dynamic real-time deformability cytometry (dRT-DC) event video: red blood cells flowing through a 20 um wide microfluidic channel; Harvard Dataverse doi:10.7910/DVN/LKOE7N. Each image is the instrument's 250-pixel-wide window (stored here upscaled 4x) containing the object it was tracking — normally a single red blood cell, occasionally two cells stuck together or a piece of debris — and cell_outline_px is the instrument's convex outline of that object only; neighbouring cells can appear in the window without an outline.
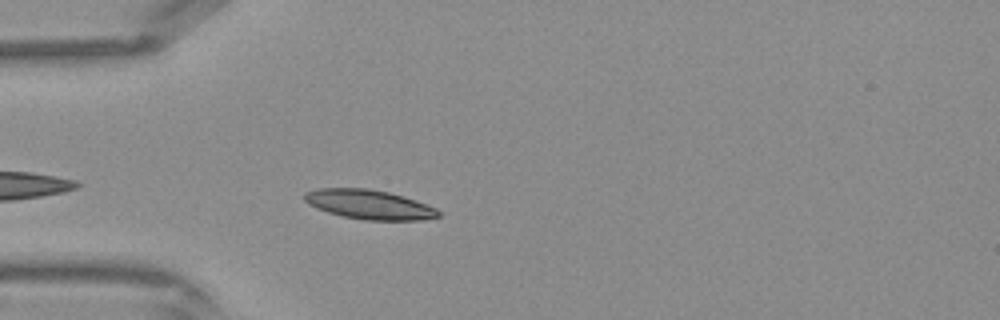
{"species": "Egyptian fruit bat (a non-hibernating species)", "species_latin": "Rousettus aegyptiacus", "temperature_condition": "warm", "stored_images_in_passage": 20, "camera_frame_rate_fps": 3000, "um_per_image_px": 0.085, "frame": {"image": 1, "passage_image": 2, "time_ms": 0.333, "image_size_px": [1000, 320], "cell_outline_px": [[440, 216], [424, 220], [364, 220], [344, 216], [328, 212], [316, 208], [308, 204], [304, 200], [304, 192], [316, 188], [368, 188], [388, 192], [404, 196], [416, 200], [436, 208], [440, 212]], "centroid_in_image_um": [31.37, 17.38], "position_along_channel_um": 53.6, "area_um2": 23.06}}
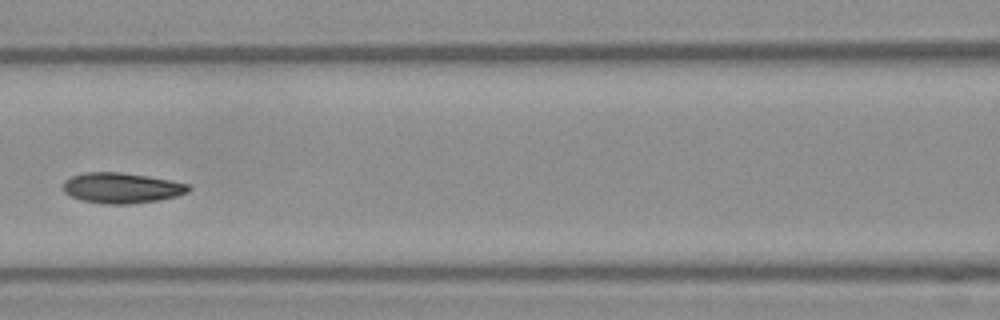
{"frame": {"image": 2, "passage_image": 9, "time_ms": 2.667, "image_size_px": [1000, 320], "cell_outline_px": [[192, 188], [188, 192], [176, 196], [156, 200], [128, 204], [104, 204], [80, 200], [64, 192], [64, 180], [72, 176], [84, 172], [120, 172], [148, 176], [188, 184]], "centroid_in_image_um": [10.32, 15.97], "position_along_channel_um": 156.3, "area_um2": 22.14}}
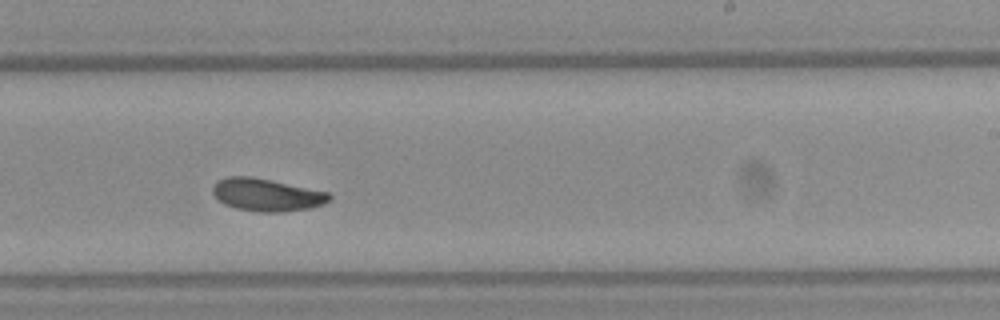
{"frame": {"image": 3, "passage_image": 16, "time_ms": 5.0, "image_size_px": [1000, 320], "cell_outline_px": [[332, 200], [324, 204], [312, 208], [280, 212], [256, 212], [236, 208], [224, 204], [212, 192], [212, 188], [220, 180], [228, 176], [252, 176], [272, 180], [328, 192], [332, 196]], "centroid_in_image_um": [22.72, 16.56], "position_along_channel_um": 266.3, "area_um2": 22.2}}